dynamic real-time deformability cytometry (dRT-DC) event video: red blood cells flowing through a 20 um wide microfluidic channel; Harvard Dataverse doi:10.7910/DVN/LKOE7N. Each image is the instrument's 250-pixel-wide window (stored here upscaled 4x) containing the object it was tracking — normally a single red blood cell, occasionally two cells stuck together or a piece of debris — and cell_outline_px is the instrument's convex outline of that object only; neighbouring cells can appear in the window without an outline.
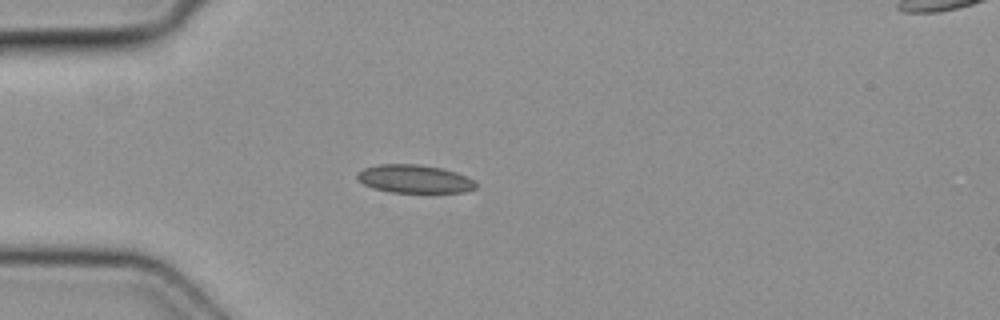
{"species": "common noctule bat (a hibernating species)", "species_latin": "Nyctalus noctula", "temperature_condition": "cold", "stored_images_in_passage": 4, "camera_frame_rate_fps": 3000, "um_per_image_px": 0.085, "animal": {"sex": "female", "body_mass_g": 19.3, "forearm_length_mm": 54.1}, "frame": {"image": 1, "passage_image": 4, "time_ms": 1.0, "image_size_px": [1000, 320], "cell_outline_px": [[476, 188], [464, 192], [388, 192], [372, 188], [356, 180], [356, 172], [364, 168], [380, 164], [420, 164], [440, 168], [456, 172], [472, 180], [476, 184]], "centroid_in_image_um": [35.16, 15.21], "position_along_channel_um": 49.8, "area_um2": 19.48}}